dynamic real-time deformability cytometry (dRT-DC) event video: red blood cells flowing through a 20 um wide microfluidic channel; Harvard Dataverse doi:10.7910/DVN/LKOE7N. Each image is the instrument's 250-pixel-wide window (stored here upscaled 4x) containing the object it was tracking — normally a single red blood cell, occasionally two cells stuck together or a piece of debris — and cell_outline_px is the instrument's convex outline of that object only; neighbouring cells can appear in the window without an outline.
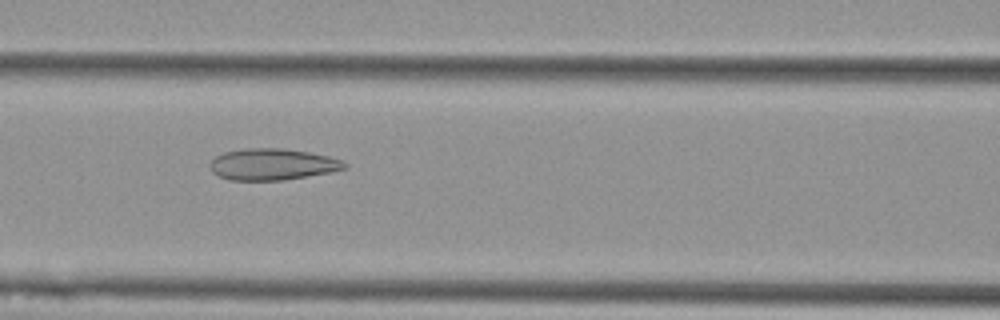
{"species": "Egyptian fruit bat (a non-hibernating species)", "species_latin": "Rousettus aegyptiacus", "temperature_condition": "cold", "stored_images_in_passage": 10, "camera_frame_rate_fps": 3000, "um_per_image_px": 0.085, "animal": {"sex": "female"}, "frame": {"image": 1, "passage_image": 7, "time_ms": 2.0, "image_size_px": [1000, 320], "cell_outline_px": [[348, 168], [332, 172], [284, 180], [228, 180], [216, 176], [212, 172], [208, 164], [216, 156], [224, 152], [244, 148], [284, 148], [308, 152], [328, 156], [340, 160], [348, 164]], "centroid_in_image_um": [23.13, 13.97], "position_along_channel_um": 143.5, "area_um2": 24.91}}
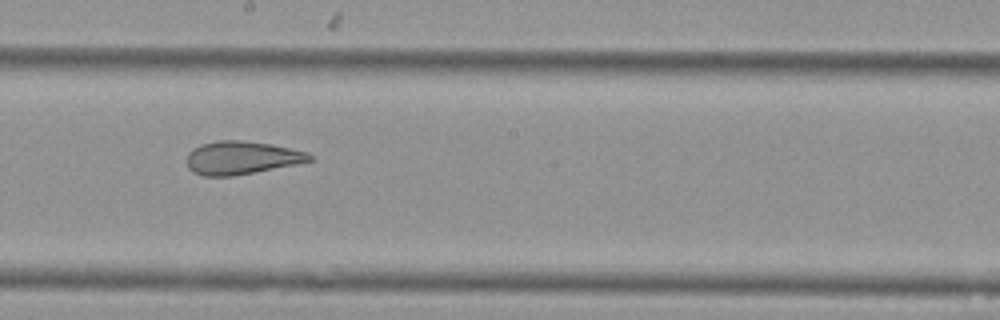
{"frame": {"image": 2, "passage_image": 9, "time_ms": 2.667, "image_size_px": [1000, 320], "cell_outline_px": [[312, 160], [296, 164], [232, 176], [204, 176], [192, 172], [188, 168], [188, 152], [192, 148], [200, 144], [216, 140], [240, 140], [272, 144], [308, 152], [312, 156]], "centroid_in_image_um": [20.5, 13.4], "position_along_channel_um": 227.7, "area_um2": 23.7}}
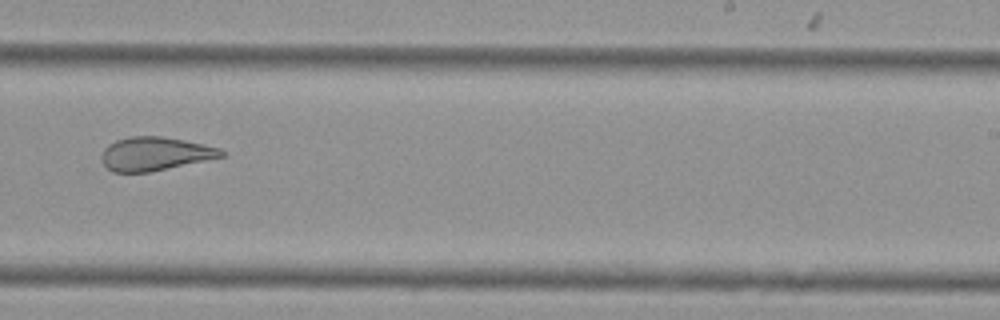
{"frame": {"image": 3, "passage_image": 10, "time_ms": 3.0, "image_size_px": [1000, 320], "cell_outline_px": [[224, 156], [148, 172], [112, 172], [100, 160], [100, 156], [104, 148], [108, 144], [116, 140], [128, 136], [160, 136], [184, 140], [220, 148], [224, 152]], "centroid_in_image_um": [13.11, 13.06], "position_along_channel_um": 275.9, "area_um2": 23.24}}